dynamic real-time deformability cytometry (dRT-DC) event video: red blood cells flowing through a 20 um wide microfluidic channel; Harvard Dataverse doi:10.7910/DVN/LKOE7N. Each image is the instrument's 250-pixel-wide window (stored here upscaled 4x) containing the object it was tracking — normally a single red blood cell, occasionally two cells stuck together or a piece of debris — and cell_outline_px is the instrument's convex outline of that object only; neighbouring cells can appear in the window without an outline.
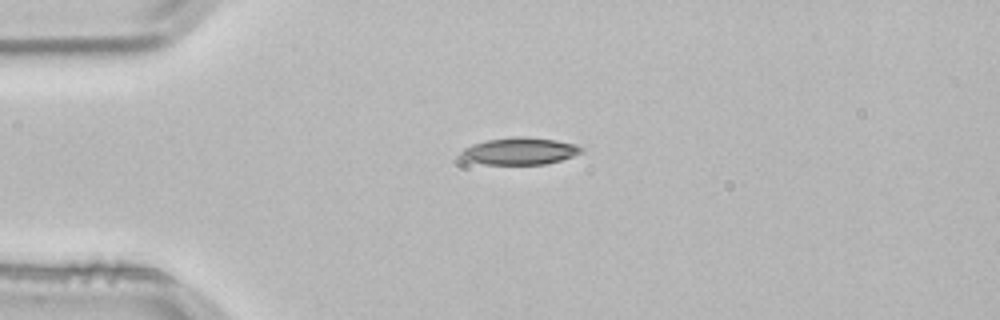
{"species": "common noctule bat (a hibernating species)", "species_latin": "Nyctalus noctula", "temperature_condition": "room temperature", "stored_images_in_passage": 2, "camera_frame_rate_fps": 3000, "um_per_image_px": 0.085, "animal": {"sex": "male", "body_mass_g": 21.5, "forearm_length_mm": 52.0}, "frame": {"image": 1, "passage_image": 1, "time_ms": 0.0, "image_size_px": [1000, 320], "cell_outline_px": [[584, 152], [560, 160], [544, 164], [484, 164], [468, 160], [460, 156], [460, 152], [464, 148], [472, 144], [488, 140], [516, 136], [524, 136], [556, 140], [576, 144], [584, 148]], "centroid_in_image_um": [44.21, 12.83], "position_along_channel_um": 40.8, "area_um2": 18.9}}
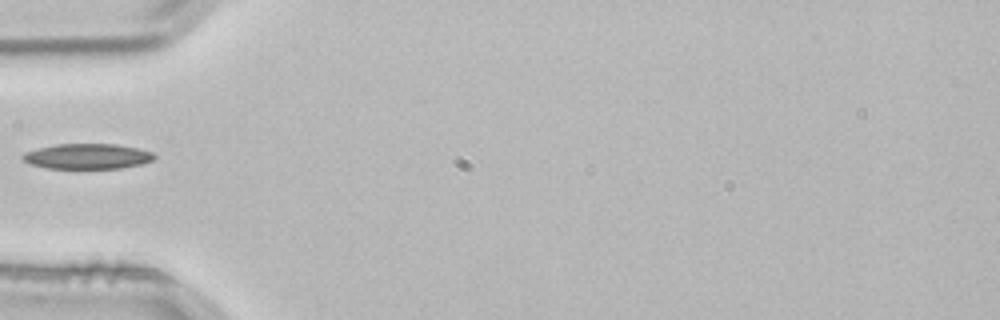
{"frame": {"image": 2, "passage_image": 2, "time_ms": 0.333, "image_size_px": [1000, 320], "cell_outline_px": [[156, 156], [152, 160], [140, 164], [120, 168], [44, 168], [28, 164], [20, 156], [24, 152], [56, 144], [116, 144], [136, 148], [152, 152]], "centroid_in_image_um": [7.38, 13.29], "position_along_channel_um": 77.6, "area_um2": 19.31}}